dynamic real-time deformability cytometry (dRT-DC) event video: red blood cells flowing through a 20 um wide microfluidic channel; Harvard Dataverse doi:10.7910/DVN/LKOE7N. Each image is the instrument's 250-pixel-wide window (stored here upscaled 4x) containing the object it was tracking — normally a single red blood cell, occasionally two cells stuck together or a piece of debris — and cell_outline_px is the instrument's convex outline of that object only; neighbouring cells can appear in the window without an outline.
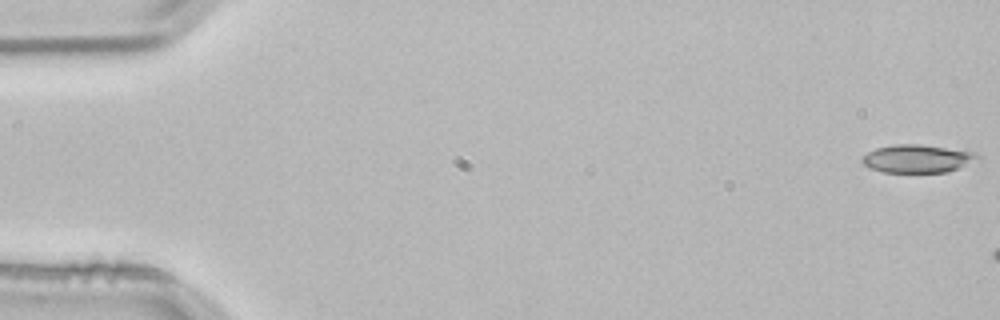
{"species": "common noctule bat (a hibernating species)", "species_latin": "Nyctalus noctula", "temperature_condition": "room temperature", "stored_images_in_passage": 5, "camera_frame_rate_fps": 3000, "um_per_image_px": 0.085, "animal": {"sex": "male", "body_mass_g": 21.5, "forearm_length_mm": 52.0}, "frame": {"image": 1, "passage_image": 1, "time_ms": 0.0, "image_size_px": [1000, 320], "cell_outline_px": [[980, 160], [948, 172], [884, 172], [868, 168], [860, 160], [860, 156], [876, 148], [892, 144], [920, 144], [972, 152], [980, 156]], "centroid_in_image_um": [77.94, 13.49], "position_along_channel_um": 7.1, "area_um2": 18.96}}
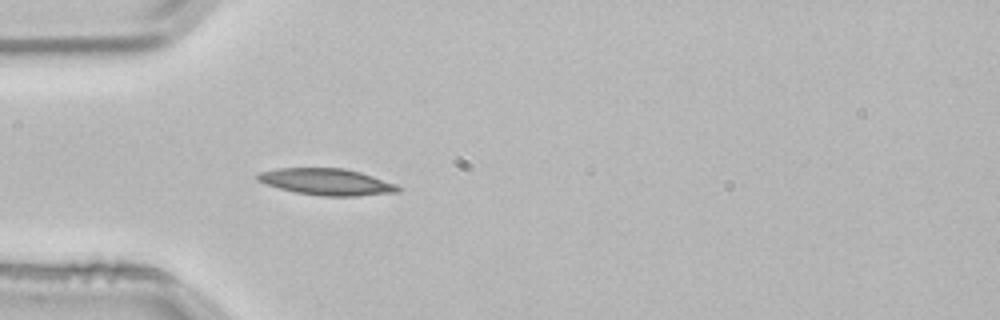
{"frame": {"image": 2, "passage_image": 5, "time_ms": 1.333, "image_size_px": [1000, 320], "cell_outline_px": [[400, 192], [356, 196], [324, 196], [296, 192], [264, 184], [256, 180], [256, 176], [260, 172], [276, 168], [344, 168], [360, 172], [396, 184], [400, 188]], "centroid_in_image_um": [27.75, 15.45], "position_along_channel_um": 57.3, "area_um2": 21.68}}